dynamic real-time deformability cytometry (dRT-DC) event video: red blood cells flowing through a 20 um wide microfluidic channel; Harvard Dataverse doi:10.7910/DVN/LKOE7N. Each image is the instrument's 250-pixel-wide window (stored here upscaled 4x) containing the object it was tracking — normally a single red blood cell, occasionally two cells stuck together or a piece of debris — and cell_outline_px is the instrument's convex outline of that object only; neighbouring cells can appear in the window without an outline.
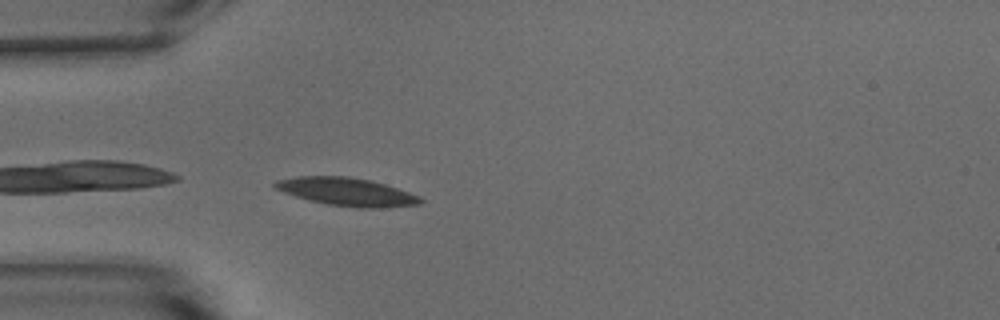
{"species": "common noctule bat (a hibernating species)", "species_latin": "Nyctalus noctula", "temperature_condition": "warm", "stored_images_in_passage": 33, "camera_frame_rate_fps": 3000, "um_per_image_px": 0.085, "animal": {"sex": "male", "body_mass_g": 15.6}, "frame": {"image": 1, "passage_image": 1, "time_ms": 0.0, "image_size_px": [1000, 320], "cell_outline_px": [[424, 200], [420, 204], [380, 208], [356, 208], [328, 204], [296, 196], [272, 188], [272, 184], [276, 180], [296, 176], [348, 176], [372, 180], [420, 196]], "centroid_in_image_um": [29.46, 16.29], "position_along_channel_um": 55.5, "area_um2": 23.76}}
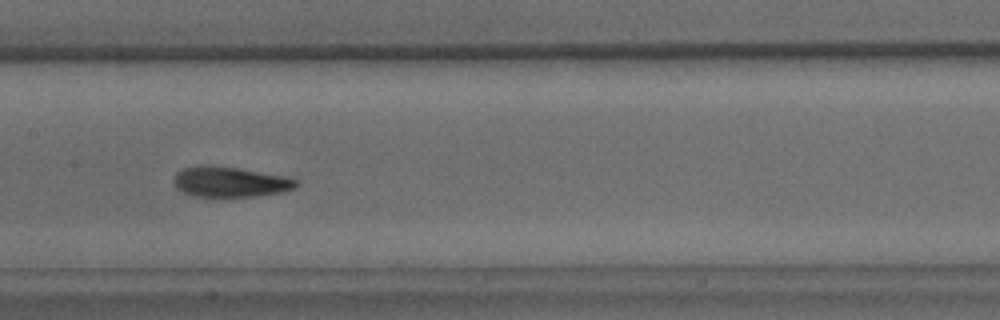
{"frame": {"image": 2, "passage_image": 12, "time_ms": 3.667, "image_size_px": [1000, 320], "cell_outline_px": [[300, 184], [296, 188], [280, 192], [256, 196], [192, 196], [176, 188], [172, 180], [176, 172], [184, 168], [200, 164], [208, 164], [240, 168], [292, 176], [300, 180]], "centroid_in_image_um": [19.61, 15.43], "position_along_channel_um": 187.8, "area_um2": 22.25}}
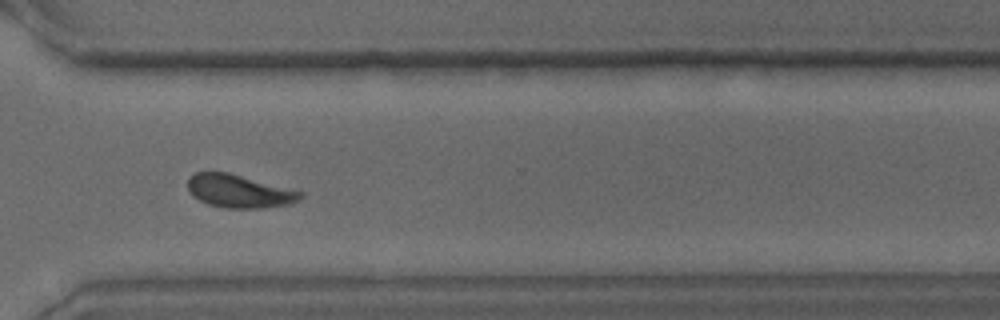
{"frame": {"image": 3, "passage_image": 25, "time_ms": 8.0, "image_size_px": [1000, 320], "cell_outline_px": [[304, 196], [300, 200], [292, 204], [260, 208], [228, 208], [208, 204], [192, 196], [188, 188], [188, 176], [196, 172], [228, 172], [304, 192]], "centroid_in_image_um": [20.35, 16.25], "position_along_channel_um": 350.3, "area_um2": 21.79}, "authors_computed_cell_mechanics": {"area_um2": 22.1374, "velocity_mm_per_s": 3.7557, "shape_relaxation_time_tau1_ms": 4.5218, "shape_relaxation_time_tau2_ms": 1.7403, "deformation_change_tau1": 0.1496, "deformation_change_tau2": 0.0842}}